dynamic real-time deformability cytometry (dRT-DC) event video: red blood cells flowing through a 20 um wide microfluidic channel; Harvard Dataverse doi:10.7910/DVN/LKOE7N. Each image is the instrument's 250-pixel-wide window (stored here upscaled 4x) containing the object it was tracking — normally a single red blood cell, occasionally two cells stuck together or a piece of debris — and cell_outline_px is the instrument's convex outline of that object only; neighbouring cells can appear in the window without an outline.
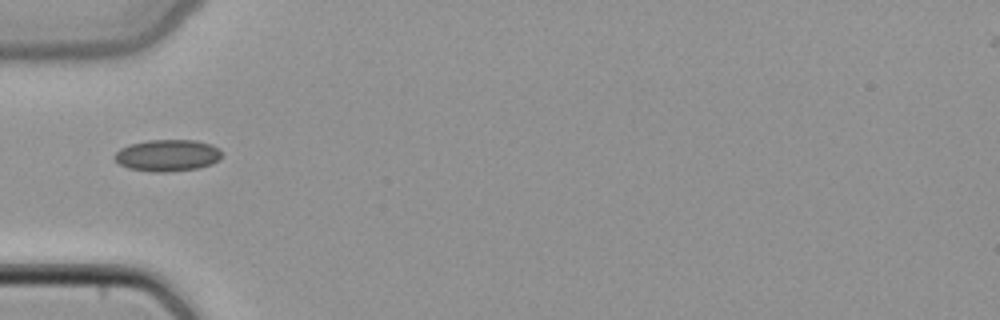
{"species": "common noctule bat (a hibernating species)", "species_latin": "Nyctalus noctula", "temperature_condition": "cold", "stored_images_in_passage": 16, "camera_frame_rate_fps": 3000, "um_per_image_px": 0.085, "animal": {"sex": "female", "body_mass_g": 22.7, "forearm_length_mm": 54.2}, "frame": {"image": 1, "passage_image": 1, "time_ms": 0.0, "image_size_px": [1000, 320], "cell_outline_px": [[220, 160], [212, 164], [200, 168], [168, 172], [152, 172], [128, 168], [120, 164], [112, 156], [120, 148], [128, 144], [148, 140], [196, 140], [212, 144], [220, 148]], "centroid_in_image_um": [14.24, 13.21], "position_along_channel_um": 70.8, "area_um2": 20.11}}